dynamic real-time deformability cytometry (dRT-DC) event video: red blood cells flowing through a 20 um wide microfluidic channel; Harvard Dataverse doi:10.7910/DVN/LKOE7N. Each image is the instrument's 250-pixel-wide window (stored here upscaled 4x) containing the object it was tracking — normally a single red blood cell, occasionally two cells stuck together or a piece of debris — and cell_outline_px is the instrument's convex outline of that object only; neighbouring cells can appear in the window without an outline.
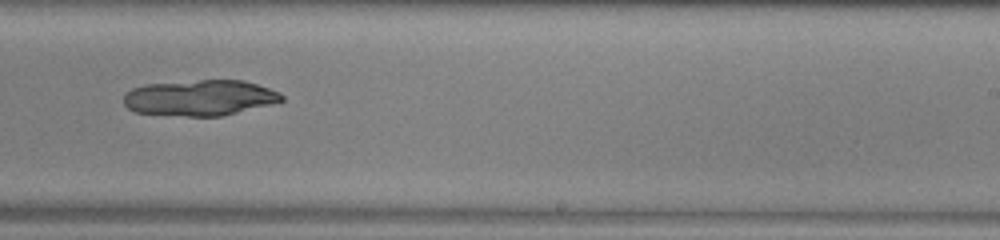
{"species": "common noctule bat (a hibernating species)", "species_latin": "Nyctalus noctula", "temperature_condition": "warm", "stored_images_in_passage": 50, "camera_frame_rate_fps": 3000, "um_per_image_px": 0.085, "animal": {"sex": "male", "body_mass_g": 13.0, "forearm_length_mm": 53.1}, "frame": {"image": 1, "passage_image": 30, "time_ms": 9.667, "image_size_px": [1000, 240], "cell_outline_px": [[284, 100], [272, 104], [220, 116], [188, 116], [136, 112], [128, 108], [124, 104], [124, 96], [132, 88], [144, 84], [200, 80], [244, 80], [280, 92], [284, 96]], "centroid_in_image_um": [17.01, 8.3], "position_along_channel_um": 272.0, "area_um2": 32.77}}